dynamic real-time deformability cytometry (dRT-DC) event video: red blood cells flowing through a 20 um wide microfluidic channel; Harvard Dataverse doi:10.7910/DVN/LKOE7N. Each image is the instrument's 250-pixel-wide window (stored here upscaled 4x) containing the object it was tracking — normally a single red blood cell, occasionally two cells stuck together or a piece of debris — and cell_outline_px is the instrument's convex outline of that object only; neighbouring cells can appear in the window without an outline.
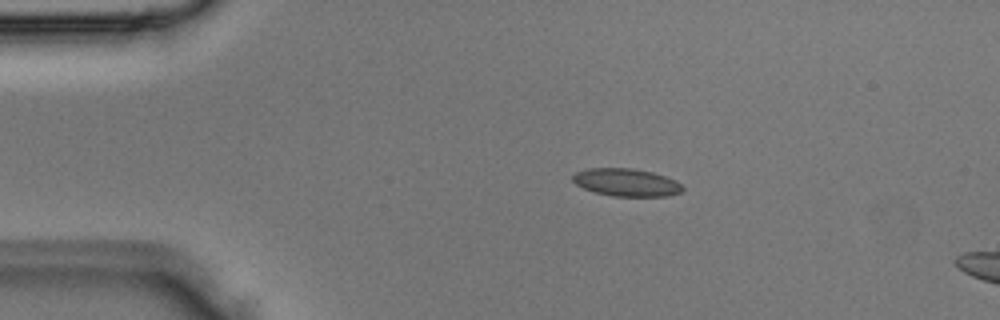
{"species": "Egyptian fruit bat (a non-hibernating species)", "species_latin": "Rousettus aegyptiacus", "temperature_condition": "room temperature", "stored_images_in_passage": 2, "camera_frame_rate_fps": 3000, "um_per_image_px": 0.085, "animal": {"sex": "male"}, "frame": {"image": 1, "passage_image": 1, "time_ms": 0.0, "image_size_px": [1000, 320], "cell_outline_px": [[684, 188], [680, 192], [668, 196], [612, 196], [596, 192], [584, 188], [576, 184], [572, 180], [572, 176], [576, 172], [588, 168], [632, 168], [652, 172], [676, 180]], "centroid_in_image_um": [53.24, 15.5], "position_along_channel_um": 31.8, "area_um2": 17.63}}